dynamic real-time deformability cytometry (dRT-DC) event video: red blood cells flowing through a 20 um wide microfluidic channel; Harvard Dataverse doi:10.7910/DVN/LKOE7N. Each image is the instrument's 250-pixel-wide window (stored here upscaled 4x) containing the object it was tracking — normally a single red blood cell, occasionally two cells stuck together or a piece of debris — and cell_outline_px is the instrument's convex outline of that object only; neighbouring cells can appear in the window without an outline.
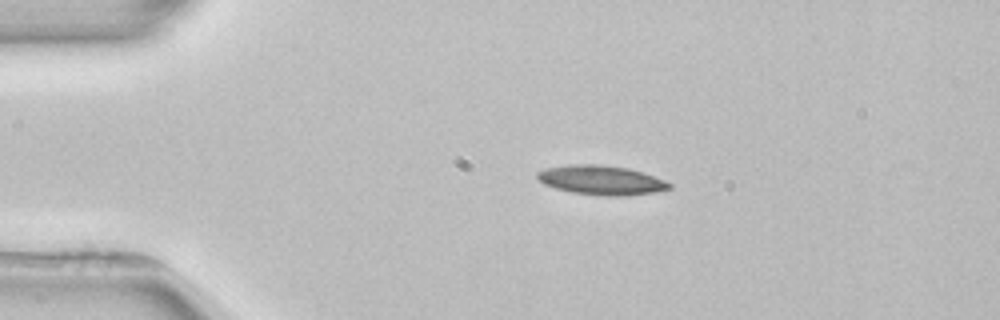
{"species": "common noctule bat (a hibernating species)", "species_latin": "Nyctalus noctula", "temperature_condition": "room temperature", "stored_images_in_passage": 2, "camera_frame_rate_fps": 3000, "um_per_image_px": 0.085, "animal": {"sex": "female", "body_mass_g": 22.7, "forearm_length_mm": 54.2}, "frame": {"image": 1, "passage_image": 1, "time_ms": 0.0, "image_size_px": [1000, 320], "cell_outline_px": [[672, 188], [652, 192], [616, 196], [604, 196], [572, 192], [556, 188], [544, 184], [536, 176], [536, 172], [548, 168], [568, 164], [600, 164], [628, 168], [664, 180], [672, 184]], "centroid_in_image_um": [51.07, 15.3], "position_along_channel_um": 33.9, "area_um2": 22.25}}